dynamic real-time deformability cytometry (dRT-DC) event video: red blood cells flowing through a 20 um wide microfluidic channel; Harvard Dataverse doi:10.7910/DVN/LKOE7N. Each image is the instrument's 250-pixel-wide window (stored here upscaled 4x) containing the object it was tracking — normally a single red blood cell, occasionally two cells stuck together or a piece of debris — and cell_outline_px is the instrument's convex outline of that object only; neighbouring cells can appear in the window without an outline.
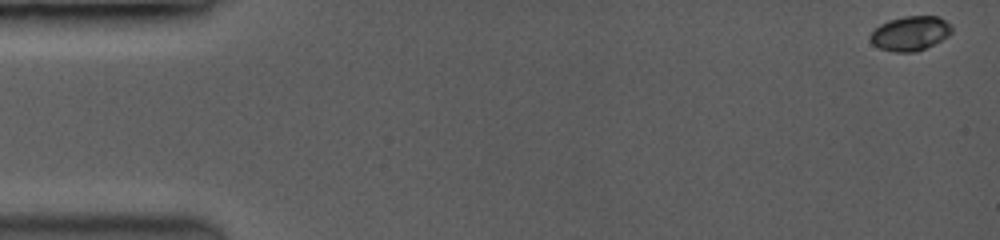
{"species": "common noctule bat (a hibernating species)", "species_latin": "Nyctalus noctula", "temperature_condition": "room temperature", "stored_images_in_passage": 20, "camera_frame_rate_fps": 3500, "um_per_image_px": 0.085, "animal": {"sex": "female", "body_mass_g": 19.0, "forearm_length_mm": 53.3}, "frame": {"image": 1, "passage_image": 1, "time_ms": 0.0, "image_size_px": [1000, 240], "cell_outline_px": [[952, 32], [940, 40], [924, 48], [912, 52], [896, 52], [880, 48], [872, 44], [872, 32], [880, 24], [892, 20], [908, 16], [936, 16], [944, 20], [952, 28]], "centroid_in_image_um": [77.37, 2.84], "position_along_channel_um": 7.6, "area_um2": 15.72}}
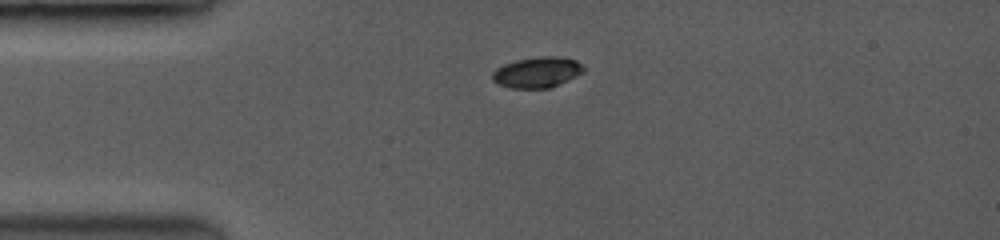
{"frame": {"image": 2, "passage_image": 11, "time_ms": 3.714, "image_size_px": [1000, 240], "cell_outline_px": [[584, 72], [576, 76], [548, 88], [512, 88], [500, 84], [492, 80], [492, 72], [496, 68], [504, 64], [516, 60], [544, 56], [552, 56], [576, 60], [584, 68]], "centroid_in_image_um": [45.63, 6.14], "position_along_channel_um": 39.4, "area_um2": 16.01}}